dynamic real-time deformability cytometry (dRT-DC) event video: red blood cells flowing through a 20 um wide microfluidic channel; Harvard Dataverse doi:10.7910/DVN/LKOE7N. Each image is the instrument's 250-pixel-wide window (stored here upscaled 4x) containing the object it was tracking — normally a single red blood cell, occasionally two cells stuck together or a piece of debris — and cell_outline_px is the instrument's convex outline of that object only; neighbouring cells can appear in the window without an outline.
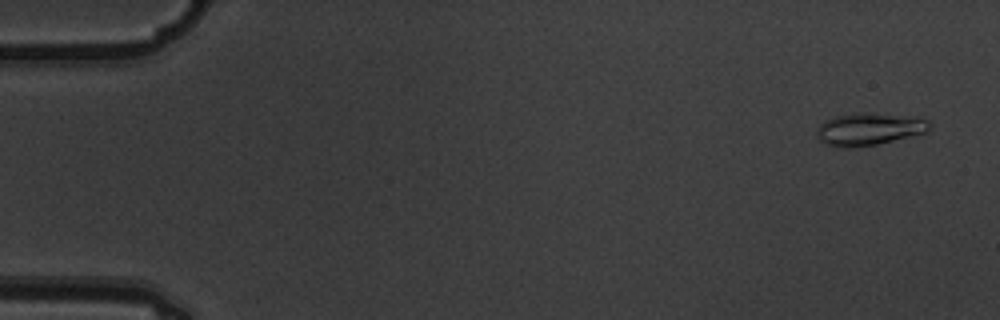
{"species": "common noctule bat (a hibernating species)", "species_latin": "Nyctalus noctula", "temperature_condition": "warm", "stored_images_in_passage": 10, "camera_frame_rate_fps": 3000, "um_per_image_px": 0.085, "animal": {"sex": "male", "body_mass_g": 19.5, "forearm_length_mm": 54.6}, "frame": {"image": 1, "passage_image": 1, "time_ms": 0.0, "image_size_px": [1000, 320], "cell_outline_px": [[932, 124], [924, 132], [876, 144], [848, 148], [840, 148], [828, 144], [820, 140], [816, 136], [816, 132], [820, 124], [824, 120], [836, 116], [856, 112], [860, 112], [916, 116], [928, 120]], "centroid_in_image_um": [73.84, 10.95], "position_along_channel_um": 11.2, "area_um2": 21.15}}
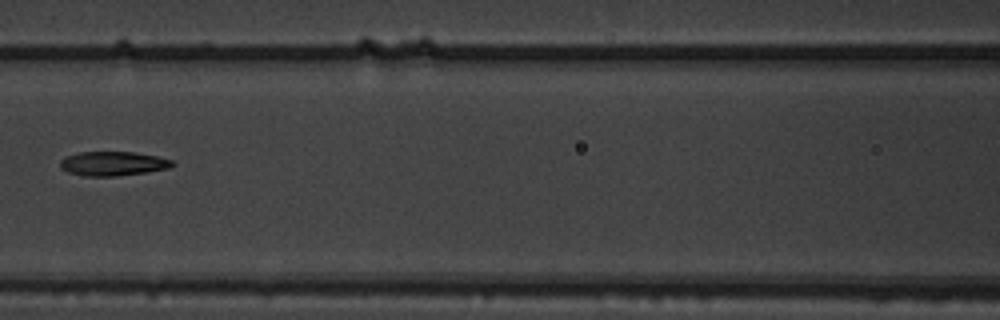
{"frame": {"image": 2, "passage_image": 7, "time_ms": 2.0, "image_size_px": [1000, 320], "cell_outline_px": [[176, 164], [168, 168], [148, 172], [116, 176], [84, 176], [68, 172], [60, 168], [60, 160], [68, 156], [80, 152], [132, 152], [156, 156], [172, 160]], "centroid_in_image_um": [9.6, 13.91], "position_along_channel_um": 157.0, "area_um2": 15.78}}
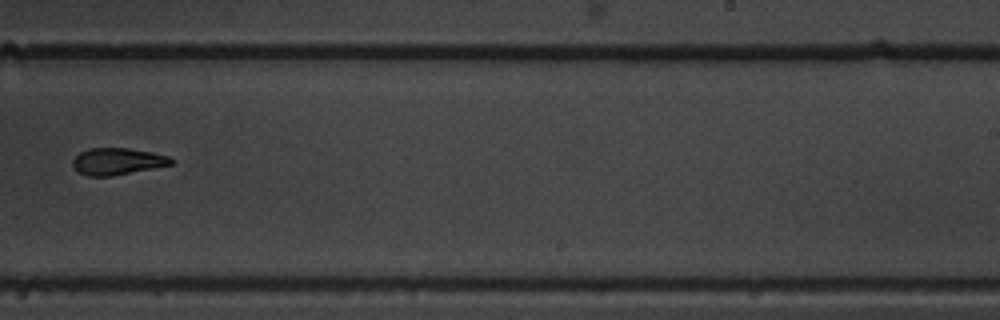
{"frame": {"image": 3, "passage_image": 10, "time_ms": 3.0, "image_size_px": [1000, 320], "cell_outline_px": [[176, 164], [112, 176], [88, 176], [76, 172], [72, 168], [72, 160], [80, 152], [88, 148], [128, 148], [152, 152], [168, 156], [176, 160]], "centroid_in_image_um": [9.99, 13.72], "position_along_channel_um": 279.0, "area_um2": 15.72}}